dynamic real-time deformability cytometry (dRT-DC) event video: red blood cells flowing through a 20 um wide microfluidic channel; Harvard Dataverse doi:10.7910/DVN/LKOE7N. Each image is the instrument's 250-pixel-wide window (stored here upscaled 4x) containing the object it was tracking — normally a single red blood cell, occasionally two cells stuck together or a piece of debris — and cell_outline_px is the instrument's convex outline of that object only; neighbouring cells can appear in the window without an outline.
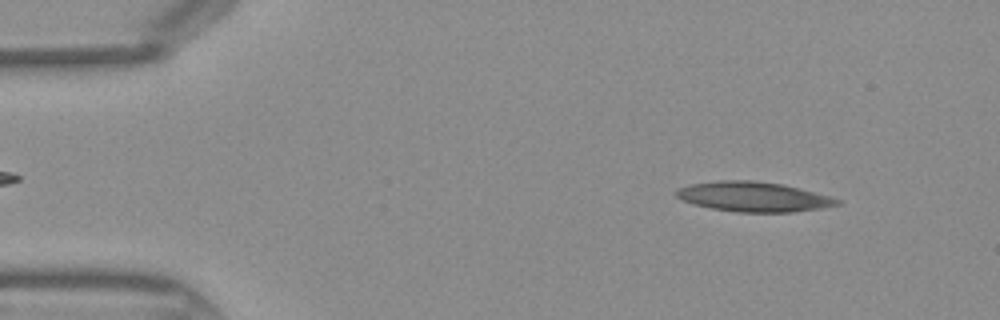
{"species": "Egyptian fruit bat (a non-hibernating species)", "species_latin": "Rousettus aegyptiacus", "temperature_condition": "warm", "stored_images_in_passage": 43, "camera_frame_rate_fps": 3000, "um_per_image_px": 0.085, "frame": {"image": 1, "passage_image": 4, "time_ms": 1.0, "image_size_px": [1000, 320], "cell_outline_px": [[844, 200], [840, 204], [820, 208], [792, 212], [736, 212], [712, 208], [696, 204], [684, 200], [676, 196], [676, 188], [688, 184], [716, 180], [752, 180], [784, 184], [832, 196]], "centroid_in_image_um": [64.08, 16.71], "position_along_channel_um": 20.9, "area_um2": 28.15}}
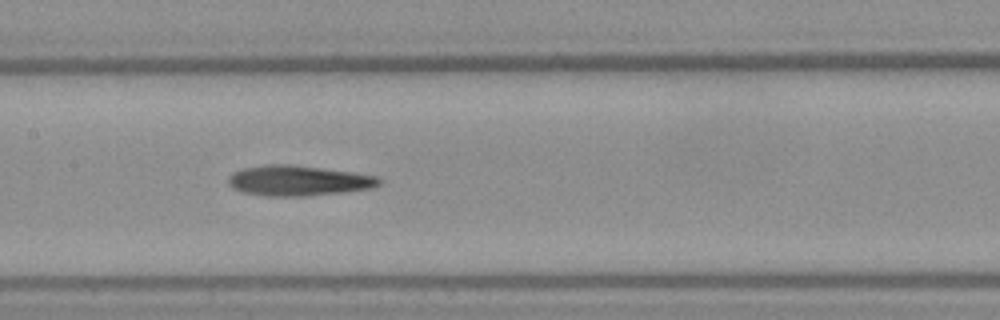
{"frame": {"image": 2, "passage_image": 20, "time_ms": 6.333, "image_size_px": [1000, 320], "cell_outline_px": [[384, 180], [380, 184], [372, 188], [344, 192], [304, 196], [264, 196], [240, 192], [232, 188], [228, 184], [228, 176], [232, 172], [244, 168], [264, 164], [292, 164], [352, 172], [380, 176]], "centroid_in_image_um": [25.35, 15.35], "position_along_channel_um": 182.0, "area_um2": 27.05}}
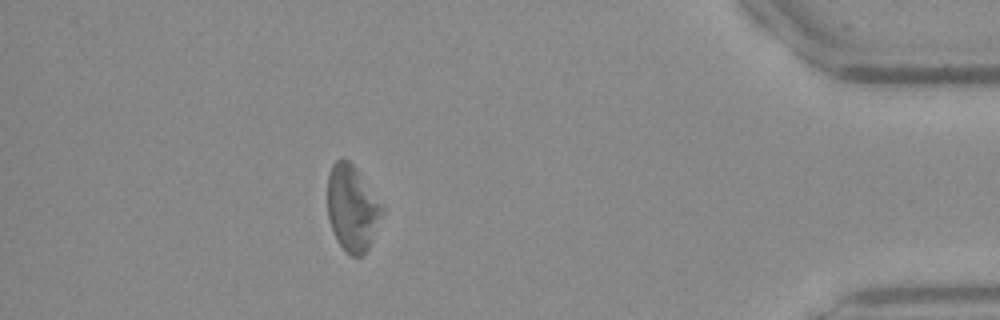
{"frame": {"image": 3, "passage_image": 38, "time_ms": 12.333, "image_size_px": [1000, 320], "cell_outline_px": [[384, 212], [372, 240], [368, 248], [360, 256], [352, 256], [340, 244], [328, 220], [328, 172], [332, 164], [336, 160], [348, 160], [356, 168], [384, 204]], "centroid_in_image_um": [29.96, 17.66], "position_along_channel_um": 405.2, "area_um2": 27.28}}